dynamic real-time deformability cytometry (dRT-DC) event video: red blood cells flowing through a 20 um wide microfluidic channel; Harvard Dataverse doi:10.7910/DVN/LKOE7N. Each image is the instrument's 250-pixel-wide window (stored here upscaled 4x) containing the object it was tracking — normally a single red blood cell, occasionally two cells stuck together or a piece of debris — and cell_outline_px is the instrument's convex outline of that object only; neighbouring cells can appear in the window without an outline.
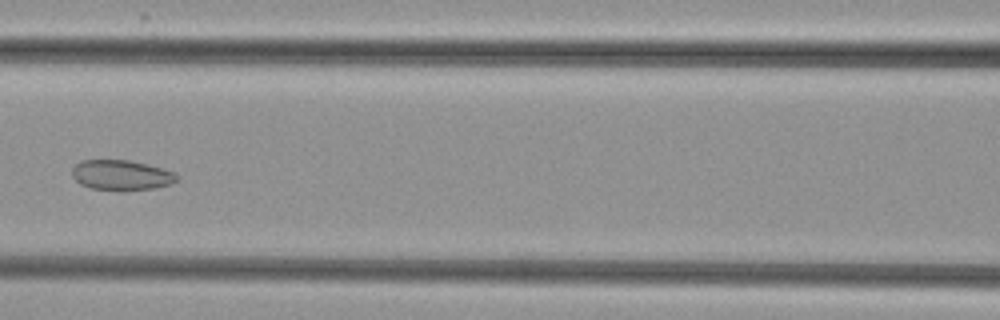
{"species": "common noctule bat (a hibernating species)", "species_latin": "Nyctalus noctula", "temperature_condition": "cold", "stored_images_in_passage": 6, "camera_frame_rate_fps": 3000, "um_per_image_px": 0.085, "animal": {"sex": "female", "body_mass_g": 29.2, "forearm_length_mm": 56.3}, "frame": {"image": 1, "passage_image": 6, "time_ms": 7.0, "image_size_px": [1000, 320], "cell_outline_px": [[180, 180], [172, 184], [156, 188], [124, 192], [88, 188], [80, 184], [72, 176], [72, 168], [80, 160], [128, 160], [148, 164], [176, 172], [180, 176]], "centroid_in_image_um": [10.37, 14.91], "position_along_channel_um": 156.2, "area_um2": 19.13}}